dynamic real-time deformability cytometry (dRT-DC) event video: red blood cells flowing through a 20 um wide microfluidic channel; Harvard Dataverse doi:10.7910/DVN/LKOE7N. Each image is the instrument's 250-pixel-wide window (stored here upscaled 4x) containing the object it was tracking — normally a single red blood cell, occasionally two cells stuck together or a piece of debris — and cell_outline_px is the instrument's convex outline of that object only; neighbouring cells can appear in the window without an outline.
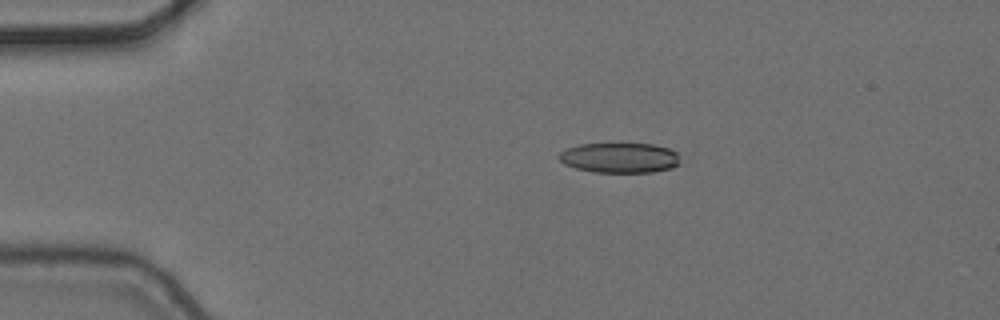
{"species": "common noctule bat (a hibernating species)", "species_latin": "Nyctalus noctula", "temperature_condition": "cold", "stored_images_in_passage": 9, "camera_frame_rate_fps": 3000, "um_per_image_px": 0.085, "animal": {"sex": "female", "body_mass_g": 24.6, "forearm_length_mm": 56.2}, "frame": {"image": 1, "passage_image": 3, "time_ms": 0.667, "image_size_px": [1000, 320], "cell_outline_px": [[680, 164], [672, 168], [652, 172], [592, 172], [576, 168], [564, 164], [556, 156], [564, 148], [580, 144], [652, 144], [668, 148], [676, 152]], "centroid_in_image_um": [52.63, 13.41], "position_along_channel_um": 32.4, "area_um2": 21.33}}
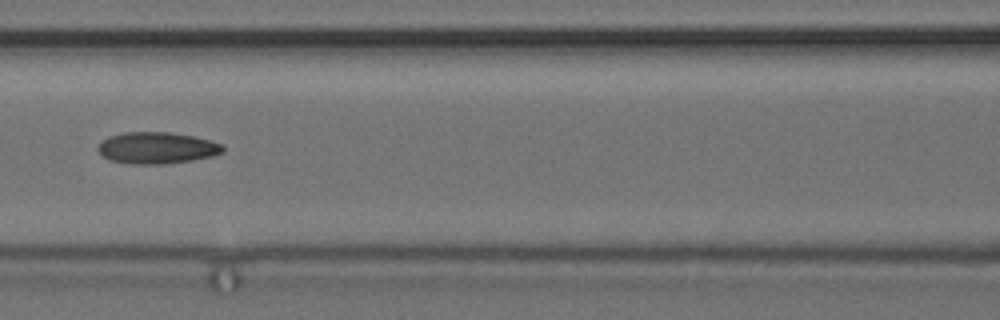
{"frame": {"image": 2, "passage_image": 7, "time_ms": 2.0, "image_size_px": [1000, 320], "cell_outline_px": [[224, 152], [212, 156], [192, 160], [164, 164], [132, 164], [112, 160], [104, 156], [96, 148], [108, 136], [124, 132], [172, 132], [192, 136], [208, 140], [220, 144], [224, 148]], "centroid_in_image_um": [13.34, 12.57], "position_along_channel_um": 153.3, "area_um2": 22.77}}
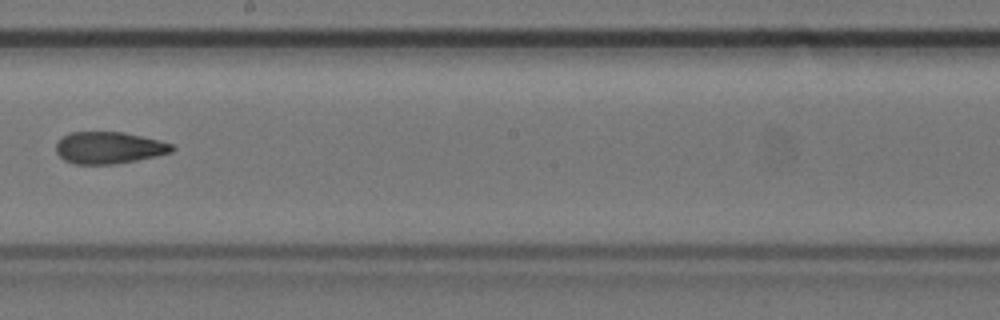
{"frame": {"image": 3, "passage_image": 9, "time_ms": 2.667, "image_size_px": [1000, 320], "cell_outline_px": [[176, 148], [172, 152], [156, 156], [116, 164], [72, 164], [64, 160], [56, 152], [56, 144], [68, 132], [124, 132], [160, 140], [172, 144]], "centroid_in_image_um": [9.27, 12.56], "position_along_channel_um": 238.9, "area_um2": 21.62}}